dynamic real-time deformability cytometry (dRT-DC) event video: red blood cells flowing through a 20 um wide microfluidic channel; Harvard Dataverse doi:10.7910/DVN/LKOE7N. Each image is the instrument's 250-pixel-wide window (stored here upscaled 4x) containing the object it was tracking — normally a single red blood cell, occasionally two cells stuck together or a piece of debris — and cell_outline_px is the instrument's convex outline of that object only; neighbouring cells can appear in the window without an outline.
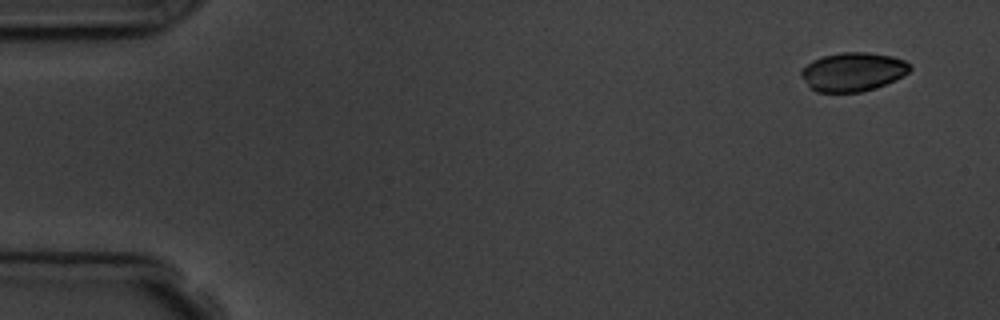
{"species": "common noctule bat (a hibernating species)", "species_latin": "Nyctalus noctula", "temperature_condition": "room temperature", "stored_images_in_passage": 4, "camera_frame_rate_fps": 3000, "um_per_image_px": 0.085, "animal": {"sex": "male", "body_mass_g": 19.5, "forearm_length_mm": 54.6}, "frame": {"image": 1, "passage_image": 1, "time_ms": 0.0, "image_size_px": [1000, 320], "cell_outline_px": [[912, 68], [908, 72], [896, 80], [860, 92], [816, 92], [800, 76], [800, 72], [812, 60], [824, 56], [844, 52], [868, 52], [892, 56], [904, 60], [912, 64]], "centroid_in_image_um": [72.52, 6.09], "position_along_channel_um": 12.5, "area_um2": 24.39}}